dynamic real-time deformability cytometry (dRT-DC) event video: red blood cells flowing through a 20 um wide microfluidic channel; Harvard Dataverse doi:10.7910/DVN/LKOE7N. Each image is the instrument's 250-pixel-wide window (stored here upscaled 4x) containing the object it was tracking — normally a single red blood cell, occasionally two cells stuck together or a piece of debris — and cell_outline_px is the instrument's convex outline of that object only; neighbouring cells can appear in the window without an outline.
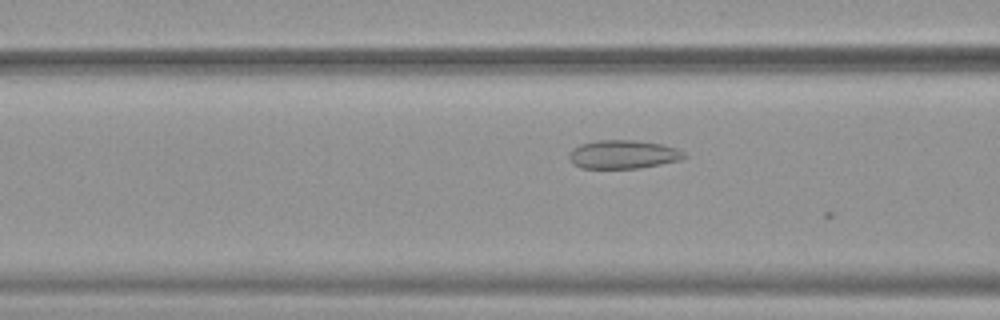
{"species": "common noctule bat (a hibernating species)", "species_latin": "Nyctalus noctula", "temperature_condition": "warm", "stored_images_in_passage": 11, "camera_frame_rate_fps": 3000, "um_per_image_px": 0.085, "animal": {"sex": "female", "body_mass_g": 19.9}, "frame": {"image": 1, "passage_image": 9, "time_ms": 2.667, "image_size_px": [1000, 320], "cell_outline_px": [[688, 156], [680, 160], [640, 168], [580, 168], [572, 164], [568, 156], [568, 152], [572, 148], [580, 144], [596, 140], [636, 140], [660, 144], [676, 148], [684, 152]], "centroid_in_image_um": [52.93, 13.12], "position_along_channel_um": 113.7, "area_um2": 19.31}}